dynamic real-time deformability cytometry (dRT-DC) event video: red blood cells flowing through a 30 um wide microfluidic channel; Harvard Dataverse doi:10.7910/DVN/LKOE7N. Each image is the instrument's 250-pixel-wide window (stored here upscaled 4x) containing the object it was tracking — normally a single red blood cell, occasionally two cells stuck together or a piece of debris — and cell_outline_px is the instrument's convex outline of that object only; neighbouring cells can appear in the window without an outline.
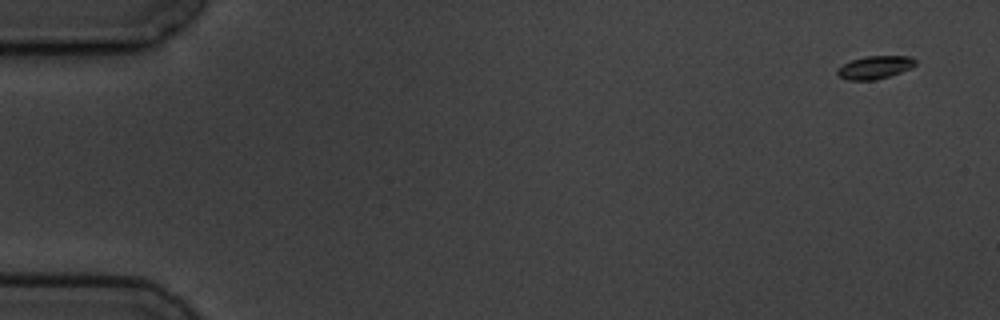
{"species": "common noctule bat (a hibernating species)", "species_latin": "Nyctalus noctula", "temperature_condition": "cold", "stored_images_in_passage": 6, "camera_frame_rate_fps": 3000, "um_per_image_px": 0.085, "animal": {"sex": "male", "body_mass_g": 19.5, "forearm_length_mm": 54.6}, "frame": {"image": 1, "passage_image": 1, "time_ms": 0.0, "image_size_px": [1000, 320], "cell_outline_px": [[916, 64], [912, 68], [876, 80], [848, 80], [840, 76], [836, 72], [844, 64], [852, 60], [864, 56], [912, 56], [916, 60]], "centroid_in_image_um": [74.41, 5.72], "position_along_channel_um": 10.6, "area_um2": 10.35}}
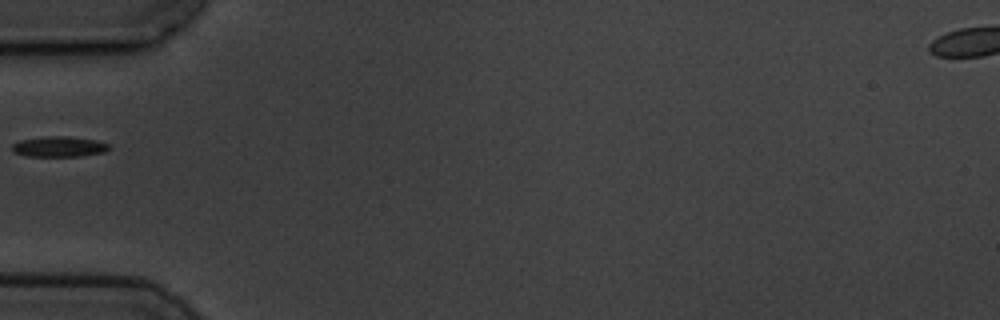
{"frame": {"image": 2, "passage_image": 5, "time_ms": 5.667, "image_size_px": [1000, 320], "cell_outline_px": [[112, 148], [104, 152], [80, 156], [28, 156], [12, 152], [12, 144], [20, 140], [44, 136], [64, 136], [96, 140], [108, 144]], "centroid_in_image_um": [5.01, 12.46], "position_along_channel_um": 80.0, "area_um2": 11.56}}
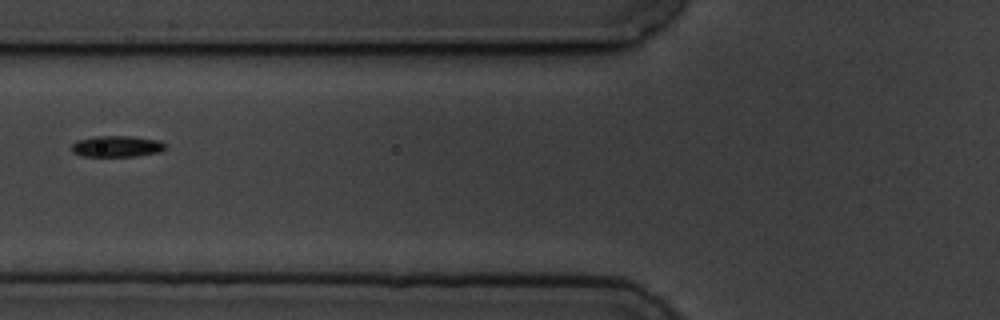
{"frame": {"image": 3, "passage_image": 6, "time_ms": 6.667, "image_size_px": [1000, 320], "cell_outline_px": [[168, 148], [160, 152], [136, 156], [84, 156], [72, 152], [72, 144], [76, 140], [96, 136], [132, 136], [160, 140], [168, 144]], "centroid_in_image_um": [10.0, 12.43], "position_along_channel_um": 115.8, "area_um2": 11.79}}